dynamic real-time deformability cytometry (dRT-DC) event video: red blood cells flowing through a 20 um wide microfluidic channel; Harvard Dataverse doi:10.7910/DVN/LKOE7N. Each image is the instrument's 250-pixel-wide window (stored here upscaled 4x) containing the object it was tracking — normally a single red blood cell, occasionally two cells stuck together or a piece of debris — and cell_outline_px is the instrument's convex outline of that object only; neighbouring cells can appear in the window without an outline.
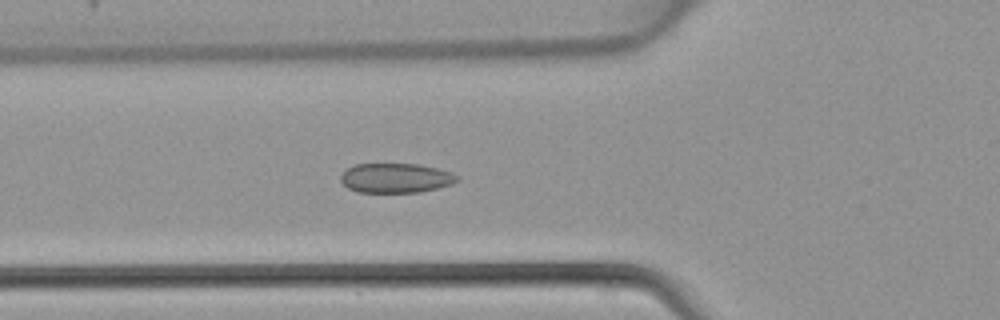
{"species": "common noctule bat (a hibernating species)", "species_latin": "Nyctalus noctula", "temperature_condition": "warm", "stored_images_in_passage": 38, "camera_frame_rate_fps": 3000, "um_per_image_px": 0.085, "animal": {"sex": "female", "body_mass_g": 22.7, "forearm_length_mm": 54.2}, "frame": {"image": 1, "passage_image": 15, "time_ms": 4.667, "image_size_px": [1000, 320], "cell_outline_px": [[460, 180], [452, 184], [420, 192], [356, 192], [348, 188], [340, 180], [340, 176], [348, 168], [356, 164], [420, 164], [452, 172], [460, 176]], "centroid_in_image_um": [33.67, 15.13], "position_along_channel_um": 92.1, "area_um2": 20.11}}
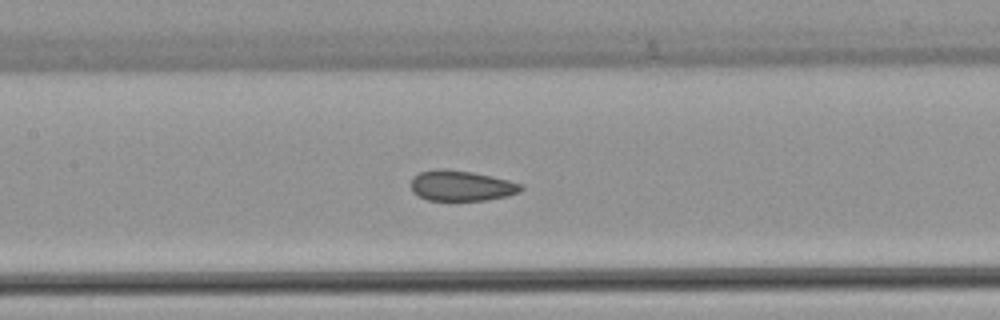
{"frame": {"image": 2, "passage_image": 20, "time_ms": 6.333, "image_size_px": [1000, 320], "cell_outline_px": [[524, 188], [520, 192], [508, 196], [484, 200], [428, 200], [412, 192], [412, 176], [420, 172], [440, 168], [444, 168], [472, 172], [492, 176], [524, 184]], "centroid_in_image_um": [39.24, 15.78], "position_along_channel_um": 168.2, "area_um2": 19.59}}
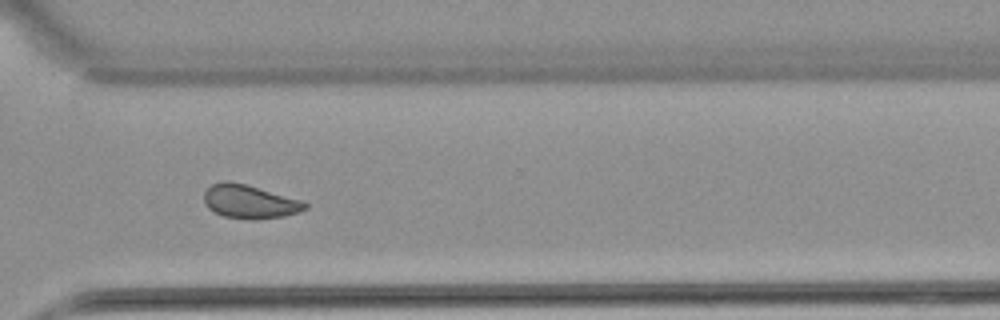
{"frame": {"image": 3, "passage_image": 32, "time_ms": 10.333, "image_size_px": [1000, 320], "cell_outline_px": [[308, 208], [284, 216], [256, 220], [252, 220], [224, 216], [208, 208], [204, 204], [204, 192], [212, 184], [224, 180], [228, 180], [244, 184], [300, 200], [308, 204]], "centroid_in_image_um": [21.18, 17.14], "position_along_channel_um": 349.4, "area_um2": 19.54}}